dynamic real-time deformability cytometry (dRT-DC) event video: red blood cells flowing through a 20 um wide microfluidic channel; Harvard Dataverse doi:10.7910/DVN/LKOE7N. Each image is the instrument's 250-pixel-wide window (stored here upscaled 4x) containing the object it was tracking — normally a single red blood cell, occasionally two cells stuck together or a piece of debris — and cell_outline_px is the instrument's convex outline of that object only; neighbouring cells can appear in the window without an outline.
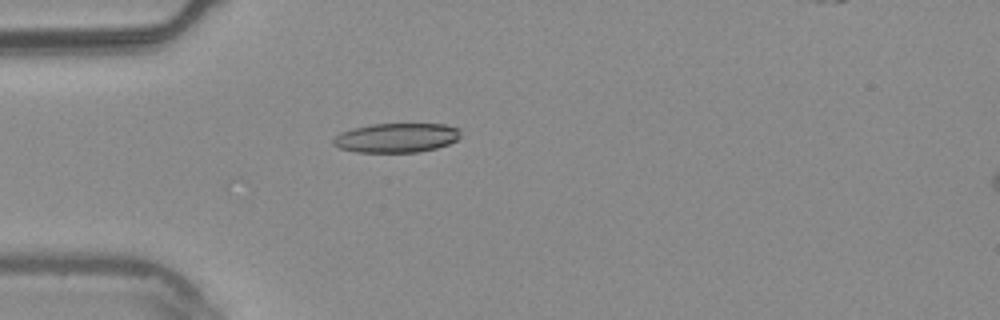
{"species": "common noctule bat (a hibernating species)", "species_latin": "Nyctalus noctula", "temperature_condition": "warm", "stored_images_in_passage": 4, "camera_frame_rate_fps": 3000, "um_per_image_px": 0.085, "animal": {"sex": "male", "body_mass_g": 20.4}, "frame": {"image": 1, "passage_image": 3, "time_ms": 0.667, "image_size_px": [1000, 320], "cell_outline_px": [[460, 136], [456, 140], [448, 144], [436, 148], [416, 152], [356, 152], [340, 148], [332, 144], [332, 140], [340, 132], [352, 128], [372, 124], [444, 124], [460, 128]], "centroid_in_image_um": [33.69, 11.71], "position_along_channel_um": 51.3, "area_um2": 21.79}}